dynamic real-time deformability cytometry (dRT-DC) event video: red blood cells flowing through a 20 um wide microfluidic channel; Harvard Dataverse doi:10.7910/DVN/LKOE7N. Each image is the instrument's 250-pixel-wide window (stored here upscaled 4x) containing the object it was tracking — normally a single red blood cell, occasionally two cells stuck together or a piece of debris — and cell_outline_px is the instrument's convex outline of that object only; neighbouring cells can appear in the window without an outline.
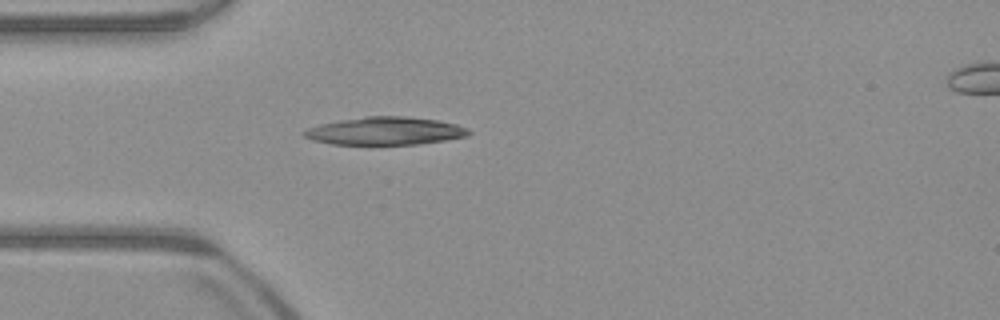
{"species": "common noctule bat (a hibernating species)", "species_latin": "Nyctalus noctula", "temperature_condition": "warm", "stored_images_in_passage": 38, "camera_frame_rate_fps": 3000, "um_per_image_px": 0.085, "animal": {"sex": "male", "body_mass_g": 23.1, "forearm_length_mm": 52.7}, "frame": {"image": 1, "passage_image": 1, "time_ms": 0.0, "image_size_px": [1000, 320], "cell_outline_px": [[472, 132], [468, 136], [444, 140], [416, 144], [332, 144], [312, 140], [304, 136], [300, 132], [308, 128], [320, 124], [340, 120], [364, 116], [404, 116], [436, 120], [456, 124], [468, 128]], "centroid_in_image_um": [32.72, 11.13], "position_along_channel_um": 52.3, "area_um2": 26.65}}
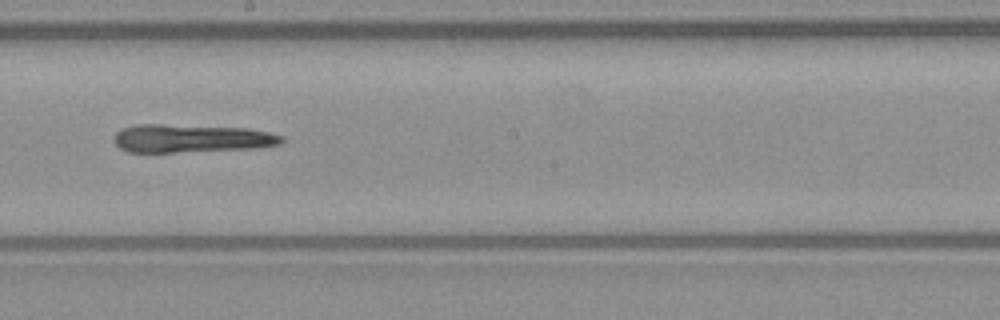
{"frame": {"image": 2, "passage_image": 15, "time_ms": 4.667, "image_size_px": [1000, 320], "cell_outline_px": [[284, 140], [280, 144], [256, 148], [176, 152], [128, 152], [120, 148], [116, 144], [116, 132], [120, 128], [136, 124], [160, 124], [248, 128], [268, 132], [284, 136]], "centroid_in_image_um": [16.26, 11.76], "position_along_channel_um": 231.9, "area_um2": 27.51}}
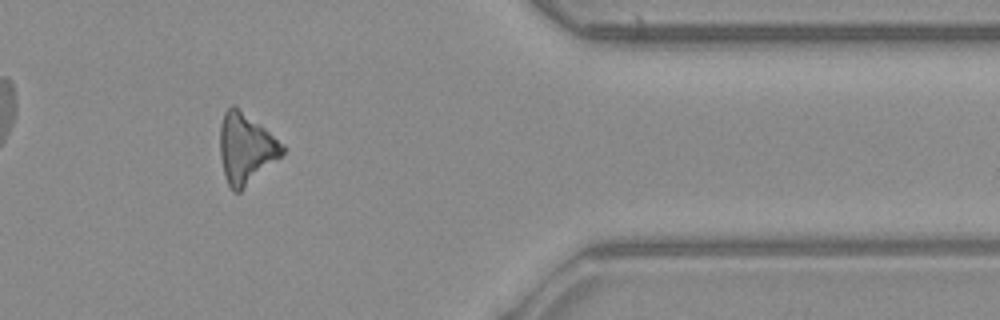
{"frame": {"image": 3, "passage_image": 29, "time_ms": 9.333, "image_size_px": [1000, 320], "cell_outline_px": [[284, 152], [280, 156], [240, 192], [232, 192], [224, 176], [220, 156], [220, 124], [224, 112], [232, 104], [236, 104], [284, 144]], "centroid_in_image_um": [20.86, 12.59], "position_along_channel_um": 390.5, "area_um2": 25.61}, "authors_computed_cell_mechanics": {"area_um2": 27.4261, "velocity_mm_per_s": 3.9762, "shape_relaxation_time_tau1_ms": 9.2454, "shape_relaxation_time_tau2_ms": 2.7982, "deformation_change_tau1": 0.2113, "deformation_change_tau2": 0.1331}}